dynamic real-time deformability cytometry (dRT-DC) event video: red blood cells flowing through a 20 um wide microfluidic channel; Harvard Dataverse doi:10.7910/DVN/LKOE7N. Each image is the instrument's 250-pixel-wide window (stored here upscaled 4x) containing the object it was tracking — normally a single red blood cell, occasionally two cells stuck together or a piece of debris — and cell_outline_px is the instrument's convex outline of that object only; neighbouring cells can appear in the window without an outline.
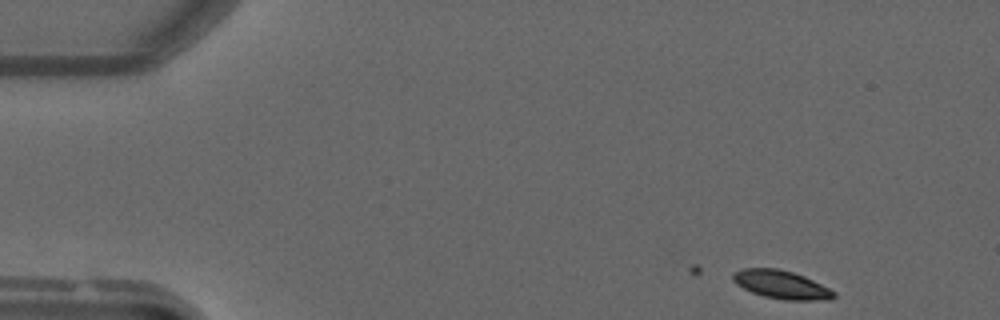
{"species": "common noctule bat (a hibernating species)", "species_latin": "Nyctalus noctula", "temperature_condition": "warm", "stored_images_in_passage": 4, "camera_frame_rate_fps": 3000, "um_per_image_px": 0.085, "animal": {"sex": "male", "forearm_length_mm": 52.5}, "frame": {"image": 1, "passage_image": 1, "time_ms": 0.0, "image_size_px": [1000, 320], "cell_outline_px": [[836, 296], [832, 300], [784, 300], [764, 296], [752, 292], [736, 284], [732, 280], [732, 272], [744, 268], [776, 268], [792, 272], [804, 276], [836, 292]], "centroid_in_image_um": [66.41, 24.2], "position_along_channel_um": 18.6, "area_um2": 16.65}}